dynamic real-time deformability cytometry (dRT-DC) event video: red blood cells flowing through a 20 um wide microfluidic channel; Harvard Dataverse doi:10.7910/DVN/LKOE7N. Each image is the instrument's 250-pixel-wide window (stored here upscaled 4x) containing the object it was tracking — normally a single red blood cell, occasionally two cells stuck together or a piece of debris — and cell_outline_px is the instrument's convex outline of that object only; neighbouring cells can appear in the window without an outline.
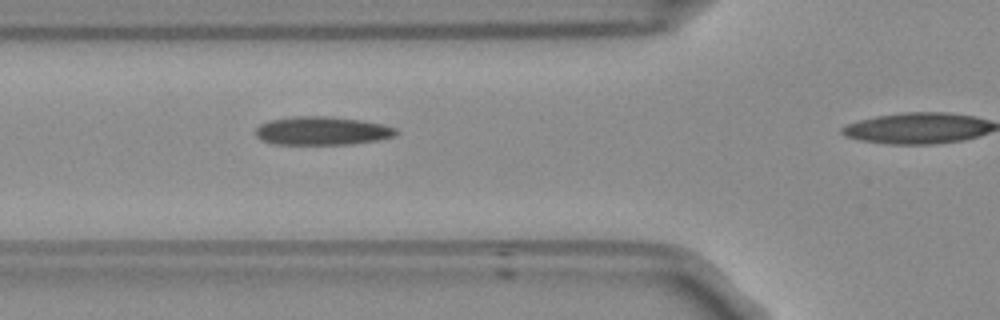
{"species": "Egyptian fruit bat (a non-hibernating species)", "species_latin": "Rousettus aegyptiacus", "temperature_condition": "room temperature", "stored_images_in_passage": 6, "camera_frame_rate_fps": 3000, "um_per_image_px": 0.085, "frame": {"image": 1, "passage_image": 5, "time_ms": 1.333, "image_size_px": [1000, 320], "cell_outline_px": [[400, 132], [392, 136], [376, 140], [352, 144], [276, 144], [264, 140], [256, 136], [256, 128], [260, 124], [268, 120], [292, 116], [332, 116], [364, 120], [396, 128]], "centroid_in_image_um": [27.37, 11.1], "position_along_channel_um": 98.4, "area_um2": 23.29}}